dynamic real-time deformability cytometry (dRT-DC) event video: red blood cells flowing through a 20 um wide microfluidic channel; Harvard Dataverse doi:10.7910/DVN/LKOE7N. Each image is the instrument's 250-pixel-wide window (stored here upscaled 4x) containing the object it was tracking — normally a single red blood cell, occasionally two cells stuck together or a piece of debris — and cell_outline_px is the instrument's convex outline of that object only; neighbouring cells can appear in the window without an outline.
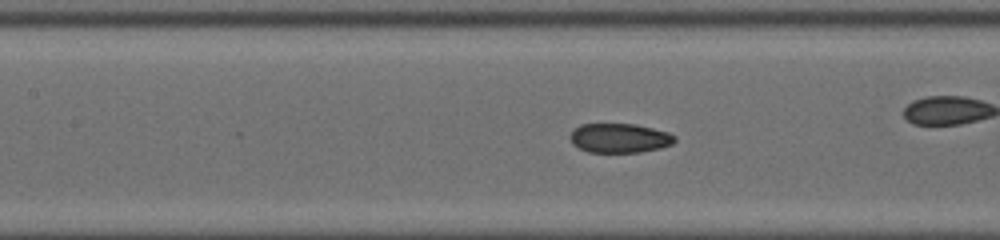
{"species": "common noctule bat (a hibernating species)", "species_latin": "Nyctalus noctula", "temperature_condition": "cold", "stored_images_in_passage": 34, "camera_frame_rate_fps": 3000, "um_per_image_px": 0.085, "animal": {"sex": "male", "body_mass_g": 19.0, "forearm_length_mm": 50.8}, "frame": {"image": 1, "passage_image": 6, "time_ms": 1.667, "image_size_px": [1000, 240], "cell_outline_px": [[676, 140], [672, 144], [660, 148], [640, 152], [588, 152], [572, 144], [568, 136], [580, 124], [636, 124], [668, 132], [676, 136]], "centroid_in_image_um": [52.66, 11.73], "position_along_channel_um": 154.7, "area_um2": 17.92}}